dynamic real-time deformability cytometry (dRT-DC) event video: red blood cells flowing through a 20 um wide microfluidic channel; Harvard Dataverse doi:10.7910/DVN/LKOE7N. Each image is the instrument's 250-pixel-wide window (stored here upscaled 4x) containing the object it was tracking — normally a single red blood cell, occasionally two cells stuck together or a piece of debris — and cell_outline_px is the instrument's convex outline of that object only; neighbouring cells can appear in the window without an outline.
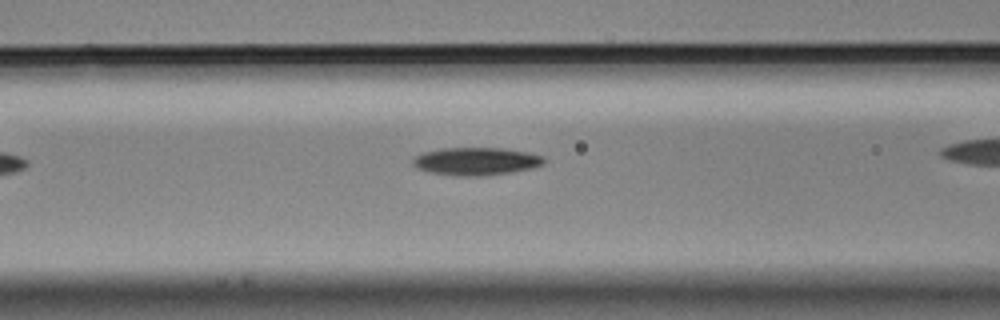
{"species": "Egyptian fruit bat (a non-hibernating species)", "species_latin": "Rousettus aegyptiacus", "temperature_condition": "cold", "stored_images_in_passage": 14, "camera_frame_rate_fps": 3000, "um_per_image_px": 0.085, "animal": {"sex": "male"}, "frame": {"image": 1, "passage_image": 3, "time_ms": 0.667, "image_size_px": [1000, 320], "cell_outline_px": [[544, 164], [532, 168], [508, 172], [480, 176], [456, 176], [428, 172], [416, 168], [412, 164], [412, 160], [416, 156], [424, 152], [444, 148], [500, 148], [528, 152], [544, 156]], "centroid_in_image_um": [40.44, 13.71], "position_along_channel_um": 126.2, "area_um2": 21.15}}
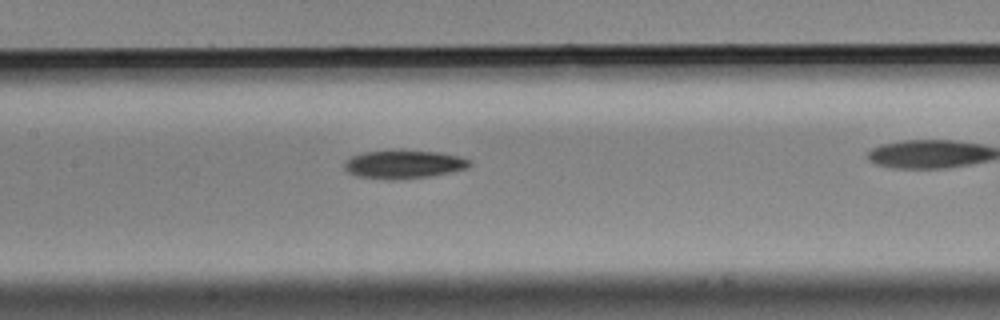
{"frame": {"image": 2, "passage_image": 7, "time_ms": 2.0, "image_size_px": [1000, 320], "cell_outline_px": [[472, 164], [468, 168], [428, 176], [396, 180], [388, 180], [356, 176], [348, 172], [344, 168], [344, 164], [352, 156], [364, 152], [400, 148], [440, 152], [460, 156], [468, 160]], "centroid_in_image_um": [34.3, 13.94], "position_along_channel_um": 173.1, "area_um2": 21.15}}